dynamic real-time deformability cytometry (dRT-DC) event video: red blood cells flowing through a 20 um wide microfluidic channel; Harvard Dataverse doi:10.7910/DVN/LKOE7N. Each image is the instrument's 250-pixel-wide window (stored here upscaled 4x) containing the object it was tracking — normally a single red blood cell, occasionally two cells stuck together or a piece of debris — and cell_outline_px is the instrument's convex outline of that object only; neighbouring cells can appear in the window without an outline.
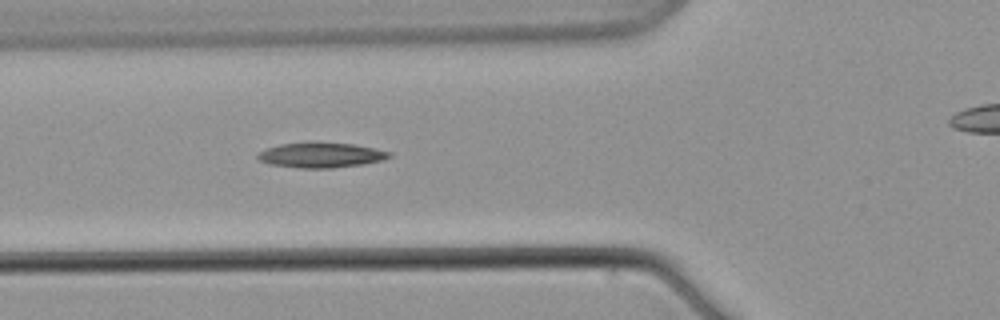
{"species": "common noctule bat (a hibernating species)", "species_latin": "Nyctalus noctula", "temperature_condition": "warm", "stored_images_in_passage": 5, "camera_frame_rate_fps": 3000, "um_per_image_px": 0.085, "animal": {"sex": "male", "body_mass_g": 21.5, "forearm_length_mm": 52.0}, "frame": {"image": 1, "passage_image": 5, "time_ms": 5.667, "image_size_px": [1000, 320], "cell_outline_px": [[392, 156], [380, 160], [360, 164], [332, 168], [300, 168], [268, 164], [260, 160], [256, 156], [260, 152], [268, 148], [280, 144], [308, 140], [312, 140], [352, 144], [392, 152]], "centroid_in_image_um": [27.23, 13.15], "position_along_channel_um": 98.6, "area_um2": 19.48}}